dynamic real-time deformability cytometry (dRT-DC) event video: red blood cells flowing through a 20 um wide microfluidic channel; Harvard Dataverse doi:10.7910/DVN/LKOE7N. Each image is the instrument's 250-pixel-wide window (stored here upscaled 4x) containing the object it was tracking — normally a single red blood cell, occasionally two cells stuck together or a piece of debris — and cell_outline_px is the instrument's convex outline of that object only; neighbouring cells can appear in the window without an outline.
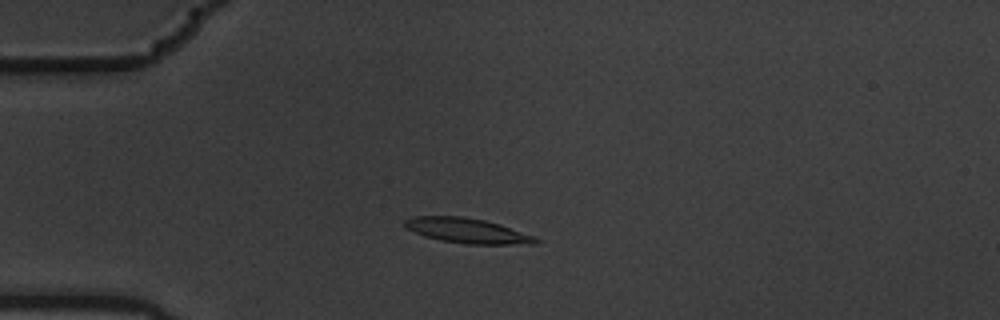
{"species": "common noctule bat (a hibernating species)", "species_latin": "Nyctalus noctula", "temperature_condition": "warm", "stored_images_in_passage": 9, "camera_frame_rate_fps": 3000, "um_per_image_px": 0.085, "animal": {"sex": "male", "body_mass_g": 19.5, "forearm_length_mm": 54.6}, "frame": {"image": 1, "passage_image": 4, "time_ms": 1.0, "image_size_px": [1000, 320], "cell_outline_px": [[540, 240], [536, 244], [468, 244], [440, 240], [424, 236], [408, 228], [404, 224], [404, 220], [412, 216], [460, 216], [484, 220], [500, 224], [532, 236]], "centroid_in_image_um": [39.7, 19.6], "position_along_channel_um": 45.3, "area_um2": 18.79}}
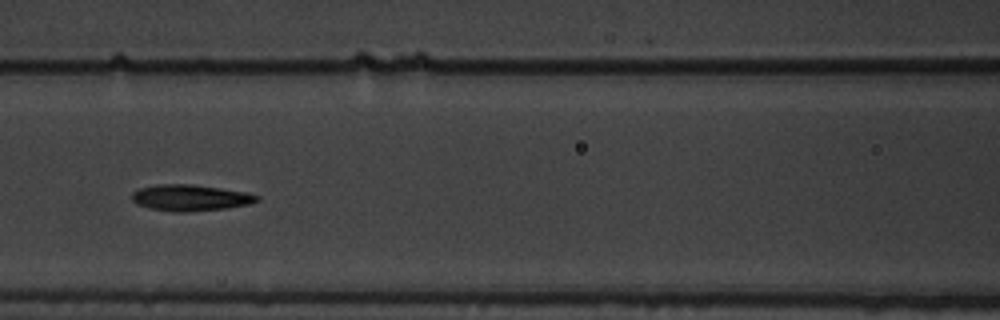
{"frame": {"image": 2, "passage_image": 7, "time_ms": 2.0, "image_size_px": [1000, 320], "cell_outline_px": [[260, 200], [248, 204], [228, 208], [184, 212], [172, 212], [148, 208], [136, 204], [132, 200], [132, 192], [140, 188], [160, 184], [192, 184], [248, 192], [260, 196]], "centroid_in_image_um": [16.18, 16.81], "position_along_channel_um": 150.4, "area_um2": 19.25}}
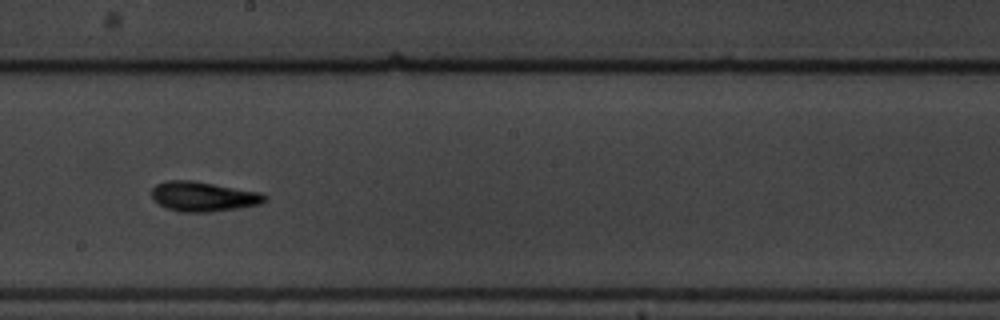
{"frame": {"image": 3, "passage_image": 9, "time_ms": 2.667, "image_size_px": [1000, 320], "cell_outline_px": [[268, 200], [260, 204], [212, 212], [180, 212], [168, 208], [152, 200], [152, 188], [156, 184], [168, 180], [192, 180], [260, 192], [268, 196]], "centroid_in_image_um": [17.29, 16.7], "position_along_channel_um": 230.9, "area_um2": 19.65}}